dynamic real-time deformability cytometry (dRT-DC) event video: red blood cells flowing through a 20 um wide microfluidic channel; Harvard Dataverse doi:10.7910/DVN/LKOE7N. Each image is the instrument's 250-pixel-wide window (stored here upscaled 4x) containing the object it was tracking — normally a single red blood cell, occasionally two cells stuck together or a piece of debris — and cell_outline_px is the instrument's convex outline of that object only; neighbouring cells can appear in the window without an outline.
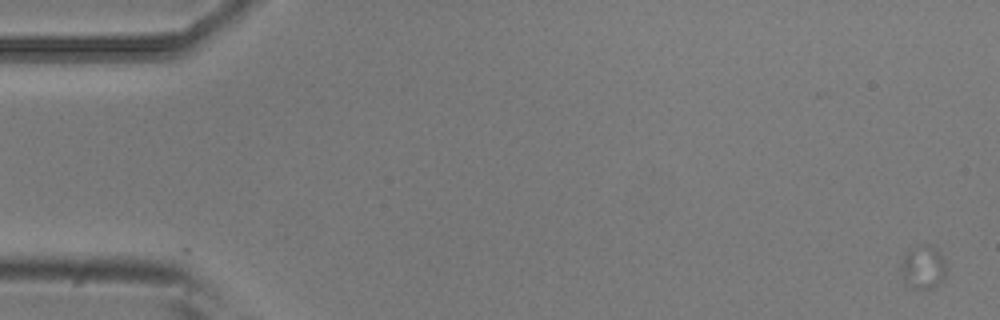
{"species": "common noctule bat (a hibernating species)", "species_latin": "Nyctalus noctula", "temperature_condition": "room temperature", "stored_images_in_passage": 5, "camera_frame_rate_fps": 3000, "um_per_image_px": 0.085, "animal": {"sex": "male", "body_mass_g": 20.5, "forearm_length_mm": 52.5}, "frame": {"image": 1, "passage_image": 1, "time_ms": 0.0, "image_size_px": [1000, 320], "cell_outline_px": [[948, 268], [944, 276], [936, 284], [928, 288], [916, 288], [904, 280], [900, 268], [900, 264], [904, 252], [912, 248], [924, 244], [928, 244], [936, 248], [940, 252]], "centroid_in_image_um": [78.46, 22.64], "position_along_channel_um": 6.5, "area_um2": 11.33}}